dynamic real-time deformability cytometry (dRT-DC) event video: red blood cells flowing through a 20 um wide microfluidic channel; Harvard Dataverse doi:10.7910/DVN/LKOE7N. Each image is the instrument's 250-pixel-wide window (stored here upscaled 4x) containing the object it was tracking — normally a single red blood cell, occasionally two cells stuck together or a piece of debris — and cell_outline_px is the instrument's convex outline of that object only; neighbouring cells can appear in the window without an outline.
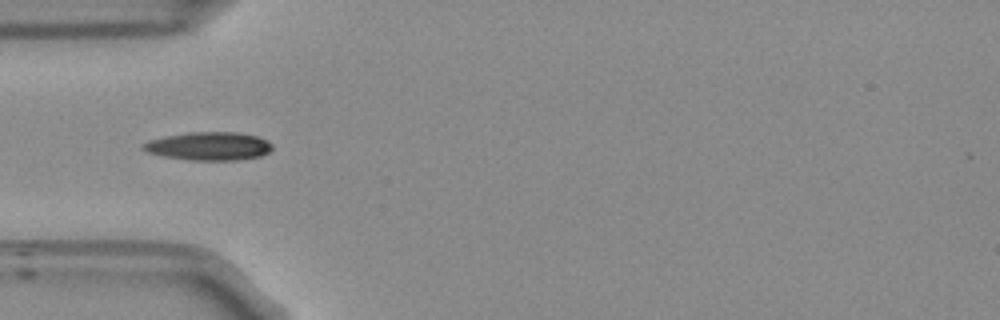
{"species": "Egyptian fruit bat (a non-hibernating species)", "species_latin": "Rousettus aegyptiacus", "temperature_condition": "room temperature", "stored_images_in_passage": 38, "camera_frame_rate_fps": 3000, "um_per_image_px": 0.085, "frame": {"image": 1, "passage_image": 1, "time_ms": 0.0, "image_size_px": [1000, 320], "cell_outline_px": [[272, 148], [268, 152], [260, 156], [236, 160], [188, 160], [164, 156], [148, 152], [140, 148], [144, 144], [152, 140], [168, 136], [192, 132], [236, 132], [256, 136], [272, 144]], "centroid_in_image_um": [17.77, 12.43], "position_along_channel_um": 67.2, "area_um2": 20.87}}
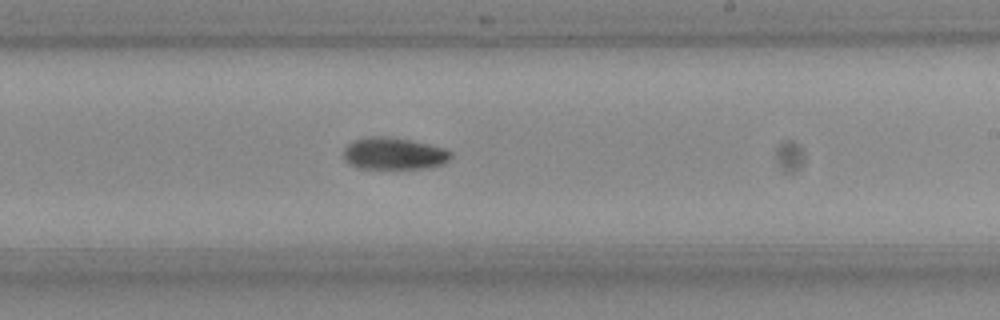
{"frame": {"image": 2, "passage_image": 16, "time_ms": 5.0, "image_size_px": [1000, 320], "cell_outline_px": [[452, 156], [444, 164], [428, 168], [360, 168], [348, 164], [344, 156], [344, 148], [348, 144], [356, 140], [372, 136], [380, 136], [412, 140], [444, 148], [452, 152]], "centroid_in_image_um": [33.51, 13.06], "position_along_channel_um": 255.5, "area_um2": 19.88}}
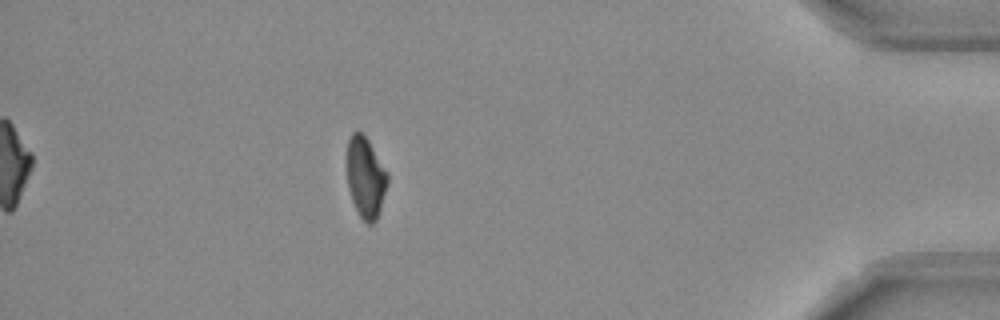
{"frame": {"image": 3, "passage_image": 32, "time_ms": 10.333, "image_size_px": [1000, 320], "cell_outline_px": [[388, 184], [376, 220], [372, 224], [368, 224], [360, 216], [352, 200], [348, 184], [348, 140], [352, 132], [360, 132], [368, 140], [388, 172]], "centroid_in_image_um": [31.1, 15.09], "position_along_channel_um": 404.1, "area_um2": 18.73}, "authors_computed_cell_mechanics": {"area_um2": 19.8832, "velocity_mm_per_s": 3.7441, "shape_relaxation_time_tau1_ms": 5.7416, "shape_relaxation_time_tau2_ms": null, "deformation_change_tau1": 0.139, "deformation_change_tau2": null}}